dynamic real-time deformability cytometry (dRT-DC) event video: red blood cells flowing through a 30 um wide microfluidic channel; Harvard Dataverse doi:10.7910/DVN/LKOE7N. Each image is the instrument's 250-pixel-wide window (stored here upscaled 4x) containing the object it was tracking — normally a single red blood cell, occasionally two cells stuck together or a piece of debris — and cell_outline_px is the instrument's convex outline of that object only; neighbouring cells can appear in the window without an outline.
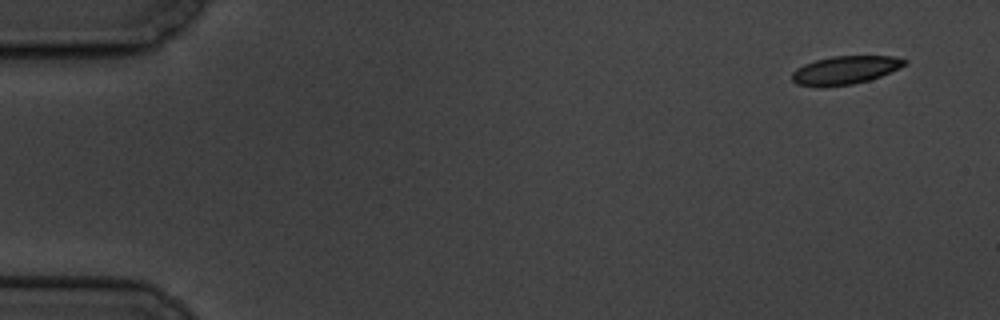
{"species": "common noctule bat (a hibernating species)", "species_latin": "Nyctalus noctula", "temperature_condition": "cold", "stored_images_in_passage": 4, "camera_frame_rate_fps": 3000, "um_per_image_px": 0.085, "animal": {"sex": "male", "body_mass_g": 19.5, "forearm_length_mm": 54.6}, "frame": {"image": 1, "passage_image": 1, "time_ms": 0.0, "image_size_px": [1000, 320], "cell_outline_px": [[908, 64], [900, 68], [880, 76], [868, 80], [852, 84], [816, 88], [796, 84], [792, 80], [792, 72], [796, 68], [804, 64], [816, 60], [832, 56], [892, 56], [908, 60]], "centroid_in_image_um": [71.81, 5.97], "position_along_channel_um": 13.2, "area_um2": 18.73}}
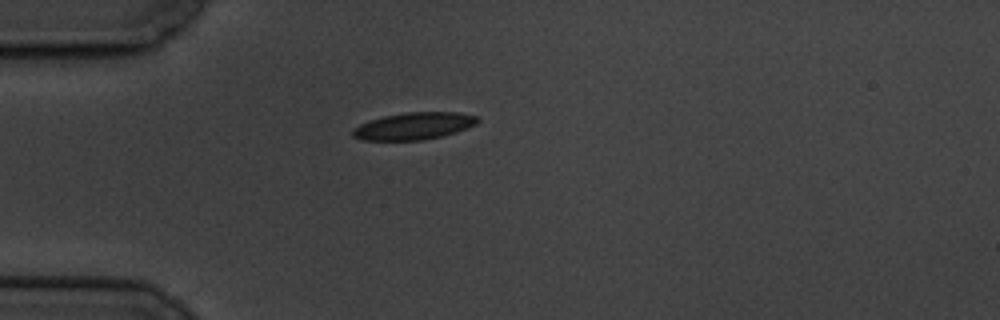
{"frame": {"image": 2, "passage_image": 4, "time_ms": 4.333, "image_size_px": [1000, 320], "cell_outline_px": [[480, 120], [476, 124], [456, 132], [424, 140], [360, 140], [352, 136], [352, 128], [368, 120], [384, 116], [408, 112], [460, 112], [476, 116]], "centroid_in_image_um": [35.15, 10.71], "position_along_channel_um": 49.8, "area_um2": 19.77}}